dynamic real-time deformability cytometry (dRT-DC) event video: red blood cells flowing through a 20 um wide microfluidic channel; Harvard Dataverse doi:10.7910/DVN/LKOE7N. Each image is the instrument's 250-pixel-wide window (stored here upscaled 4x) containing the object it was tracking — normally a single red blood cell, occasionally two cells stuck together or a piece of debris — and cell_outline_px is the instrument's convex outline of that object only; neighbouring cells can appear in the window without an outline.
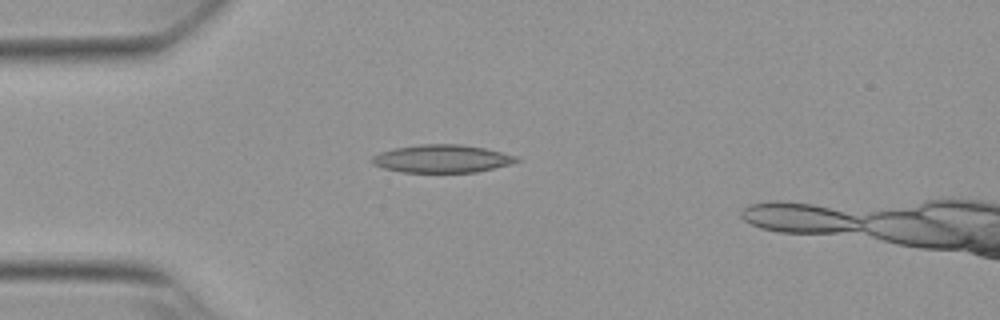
{"species": "Egyptian fruit bat (a non-hibernating species)", "species_latin": "Rousettus aegyptiacus", "temperature_condition": "warm", "stored_images_in_passage": 36, "camera_frame_rate_fps": 3000, "um_per_image_px": 0.085, "animal": {"sex": "female"}, "frame": {"image": 1, "passage_image": 1, "time_ms": 0.0, "image_size_px": [1000, 320], "cell_outline_px": [[520, 160], [512, 164], [476, 172], [400, 172], [384, 168], [372, 164], [372, 156], [380, 152], [392, 148], [420, 144], [460, 144], [484, 148], [520, 156]], "centroid_in_image_um": [37.58, 13.48], "position_along_channel_um": 47.4, "area_um2": 23.64}}
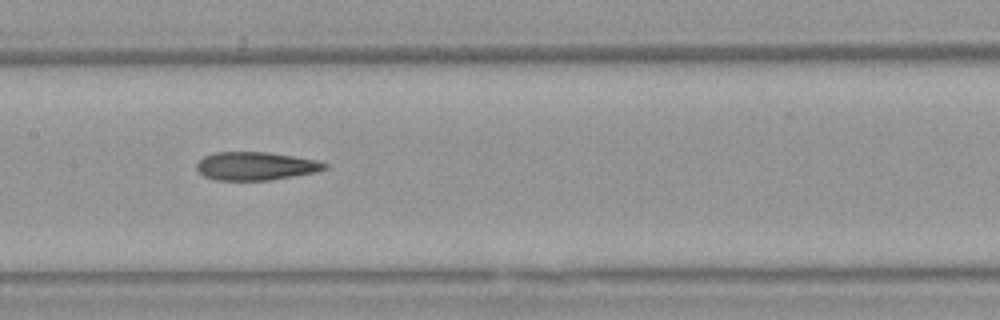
{"frame": {"image": 2, "passage_image": 13, "time_ms": 4.0, "image_size_px": [1000, 320], "cell_outline_px": [[328, 168], [316, 172], [272, 180], [216, 180], [204, 176], [196, 168], [196, 164], [204, 156], [216, 152], [268, 152], [316, 160], [328, 164]], "centroid_in_image_um": [21.74, 14.12], "position_along_channel_um": 185.7, "area_um2": 21.04}}
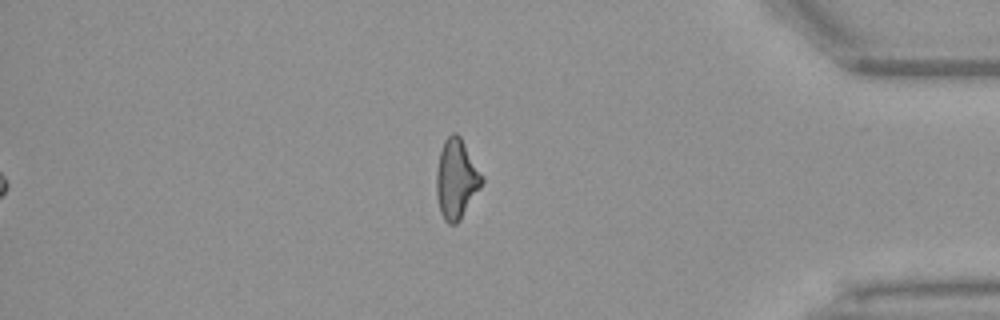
{"frame": {"image": 3, "passage_image": 32, "time_ms": 10.333, "image_size_px": [1000, 320], "cell_outline_px": [[484, 180], [480, 188], [460, 220], [456, 224], [448, 224], [444, 220], [440, 212], [436, 196], [436, 172], [440, 152], [444, 140], [452, 132], [456, 132], [460, 136], [484, 176]], "centroid_in_image_um": [38.79, 15.22], "position_along_channel_um": 396.4, "area_um2": 21.21}}